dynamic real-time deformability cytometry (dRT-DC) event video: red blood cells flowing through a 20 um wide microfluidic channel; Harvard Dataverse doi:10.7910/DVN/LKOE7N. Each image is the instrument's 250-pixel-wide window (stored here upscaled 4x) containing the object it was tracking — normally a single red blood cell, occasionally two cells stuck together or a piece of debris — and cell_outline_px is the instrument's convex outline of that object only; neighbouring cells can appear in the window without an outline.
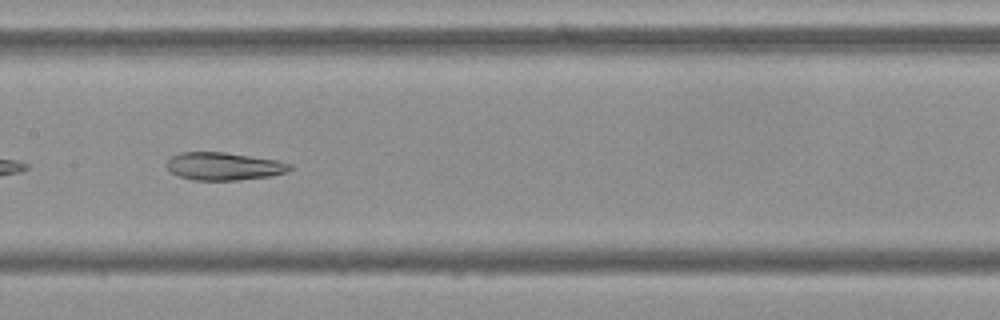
{"species": "Egyptian fruit bat (a non-hibernating species)", "species_latin": "Rousettus aegyptiacus", "temperature_condition": "cold", "stored_images_in_passage": 39, "camera_frame_rate_fps": 3000, "um_per_image_px": 0.085, "frame": {"image": 1, "passage_image": 11, "time_ms": 3.333, "image_size_px": [1000, 320], "cell_outline_px": [[292, 168], [288, 172], [272, 176], [240, 180], [192, 180], [180, 176], [172, 172], [168, 168], [168, 160], [172, 156], [180, 152], [224, 152], [276, 160], [292, 164]], "centroid_in_image_um": [19.07, 14.14], "position_along_channel_um": 188.3, "area_um2": 19.88}}
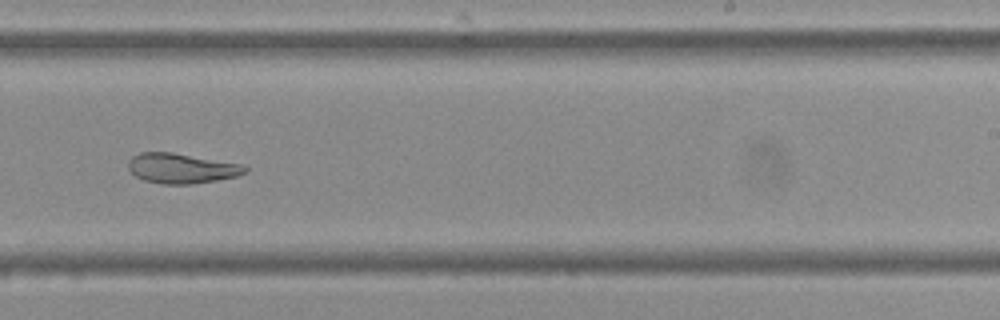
{"frame": {"image": 2, "passage_image": 18, "time_ms": 5.667, "image_size_px": [1000, 320], "cell_outline_px": [[248, 172], [236, 176], [216, 180], [192, 184], [164, 184], [144, 180], [136, 176], [128, 168], [128, 160], [132, 156], [140, 152], [172, 152], [240, 164], [248, 168]], "centroid_in_image_um": [15.41, 14.3], "position_along_channel_um": 273.6, "area_um2": 20.29}}
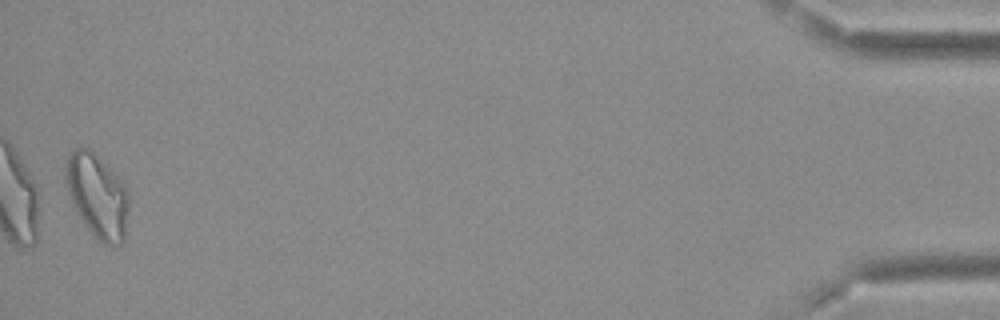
{"frame": {"image": 3, "passage_image": 38, "time_ms": 12.333, "image_size_px": [1000, 320], "cell_outline_px": [[128, 208], [124, 244], [112, 248], [96, 240], [92, 236], [76, 212], [72, 204], [68, 192], [64, 176], [64, 164], [68, 156], [76, 148], [88, 148], [96, 152], [128, 188]], "centroid_in_image_um": [8.28, 16.68], "position_along_channel_um": 426.9, "area_um2": 31.67}, "authors_computed_cell_mechanics": {"area_um2": 21.1548, "velocity_mm_per_s": 3.6627, "shape_relaxation_time_tau1_ms": null, "shape_relaxation_time_tau2_ms": 4.0711, "deformation_change_tau1": null, "deformation_change_tau2": 0.1186}}